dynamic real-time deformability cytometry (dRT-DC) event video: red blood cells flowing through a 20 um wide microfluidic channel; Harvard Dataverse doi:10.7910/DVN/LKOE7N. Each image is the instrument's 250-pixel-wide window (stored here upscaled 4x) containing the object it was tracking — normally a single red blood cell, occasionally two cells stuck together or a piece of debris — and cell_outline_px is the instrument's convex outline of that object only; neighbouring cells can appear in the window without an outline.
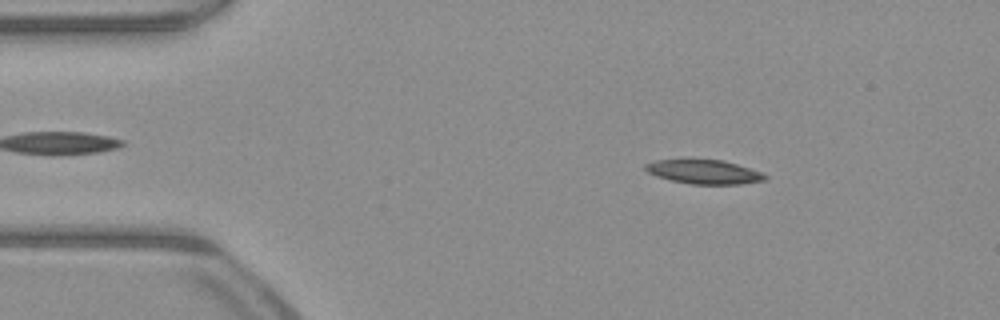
{"species": "common noctule bat (a hibernating species)", "species_latin": "Nyctalus noctula", "temperature_condition": "warm", "stored_images_in_passage": 50, "camera_frame_rate_fps": 3000, "um_per_image_px": 0.085, "animal": {"sex": "male", "body_mass_g": 23.1, "forearm_length_mm": 52.7}, "frame": {"image": 1, "passage_image": 7, "time_ms": 2.0, "image_size_px": [1000, 320], "cell_outline_px": [[768, 180], [740, 184], [692, 184], [672, 180], [656, 176], [648, 172], [644, 168], [644, 164], [656, 160], [724, 160], [760, 172], [768, 176]], "centroid_in_image_um": [59.85, 14.61], "position_along_channel_um": 25.1, "area_um2": 16.59}}
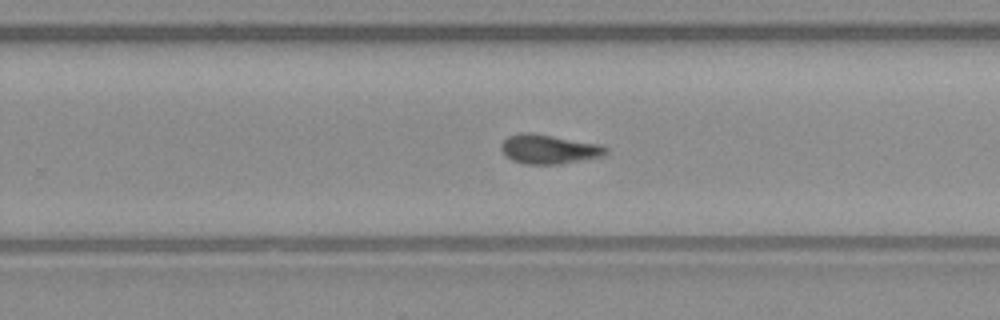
{"frame": {"image": 2, "passage_image": 31, "time_ms": 10.0, "image_size_px": [1000, 320], "cell_outline_px": [[608, 152], [604, 156], [560, 164], [524, 164], [512, 160], [500, 148], [500, 144], [508, 136], [520, 132], [532, 132], [604, 144], [608, 148]], "centroid_in_image_um": [46.71, 12.66], "position_along_channel_um": 283.1, "area_um2": 18.21}}
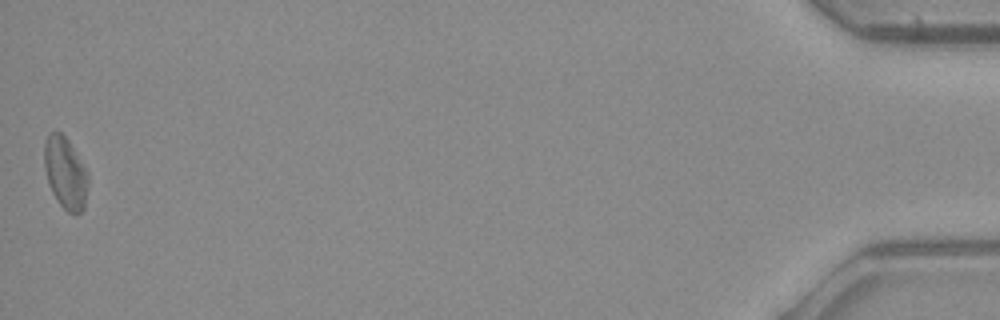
{"frame": {"image": 3, "passage_image": 50, "time_ms": 16.333, "image_size_px": [1000, 320], "cell_outline_px": [[88, 184], [84, 208], [80, 212], [68, 212], [60, 204], [52, 192], [48, 184], [44, 168], [44, 144], [48, 132], [60, 132], [68, 140], [88, 172]], "centroid_in_image_um": [5.54, 14.68], "position_along_channel_um": 429.7, "area_um2": 18.26}, "authors_computed_cell_mechanics": {"area_um2": 17.34, "velocity_mm_per_s": 4.0059, "shape_relaxation_time_tau1_ms": 5.896, "shape_relaxation_time_tau2_ms": 2.1599, "deformation_change_tau1": 0.1616, "deformation_change_tau2": 0.0822}}